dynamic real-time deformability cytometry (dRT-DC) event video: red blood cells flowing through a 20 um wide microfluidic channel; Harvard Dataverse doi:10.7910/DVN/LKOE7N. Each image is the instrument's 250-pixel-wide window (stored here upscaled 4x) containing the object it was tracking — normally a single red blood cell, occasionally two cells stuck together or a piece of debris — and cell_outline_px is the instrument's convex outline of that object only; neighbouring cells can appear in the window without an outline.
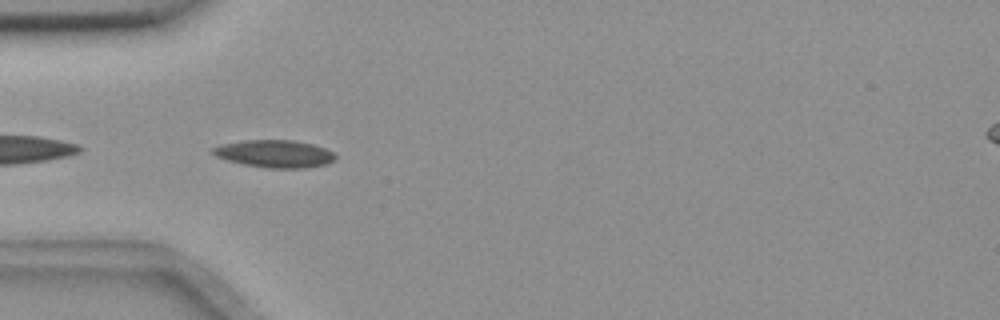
{"species": "common noctule bat (a hibernating species)", "species_latin": "Nyctalus noctula", "temperature_condition": "room temperature", "stored_images_in_passage": 9, "camera_frame_rate_fps": 3000, "um_per_image_px": 0.085, "animal": {"sex": "female", "body_mass_g": 18.4}, "frame": {"image": 1, "passage_image": 2, "time_ms": 0.333, "image_size_px": [1000, 320], "cell_outline_px": [[336, 160], [328, 164], [308, 168], [268, 168], [244, 164], [228, 160], [216, 156], [212, 152], [212, 148], [220, 144], [244, 140], [292, 140], [312, 144], [324, 148], [332, 152], [336, 156]], "centroid_in_image_um": [23.37, 13.07], "position_along_channel_um": 61.6, "area_um2": 19.65}}